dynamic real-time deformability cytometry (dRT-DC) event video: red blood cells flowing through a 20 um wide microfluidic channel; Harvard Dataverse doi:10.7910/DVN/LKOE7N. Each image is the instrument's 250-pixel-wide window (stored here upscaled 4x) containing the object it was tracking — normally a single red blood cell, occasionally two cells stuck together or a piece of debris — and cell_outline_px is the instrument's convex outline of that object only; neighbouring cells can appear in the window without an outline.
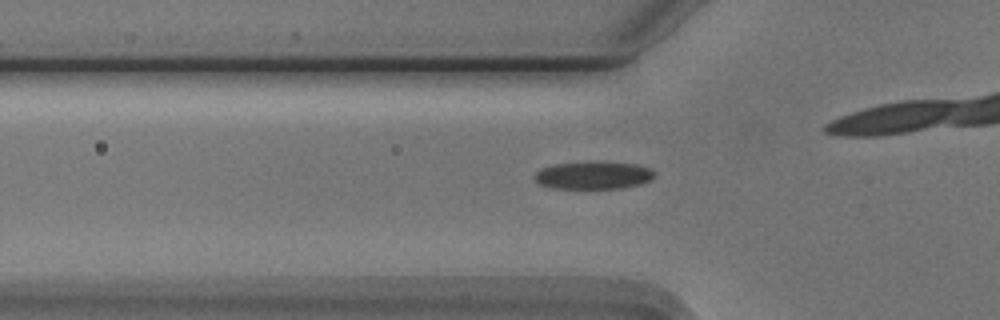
{"species": "Egyptian fruit bat (a non-hibernating species)", "species_latin": "Rousettus aegyptiacus", "temperature_condition": "cold", "stored_images_in_passage": 46, "camera_frame_rate_fps": 3000, "um_per_image_px": 0.085, "animal": {"sex": "male"}, "frame": {"image": 1, "passage_image": 18, "time_ms": 5.667, "image_size_px": [1000, 320], "cell_outline_px": [[656, 176], [652, 180], [640, 184], [624, 188], [552, 188], [540, 184], [536, 180], [536, 172], [540, 168], [556, 164], [636, 164], [652, 168], [656, 172]], "centroid_in_image_um": [50.51, 14.94], "position_along_channel_um": 75.3, "area_um2": 18.61}}
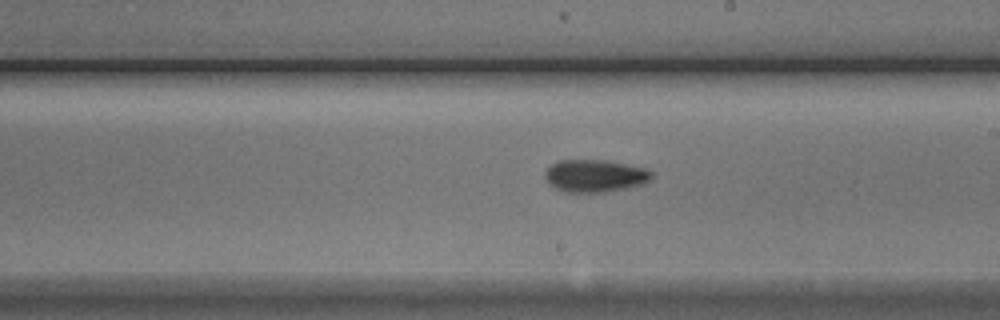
{"frame": {"image": 2, "passage_image": 31, "time_ms": 10.0, "image_size_px": [1000, 320], "cell_outline_px": [[652, 176], [648, 180], [640, 184], [624, 188], [604, 192], [564, 192], [548, 184], [544, 176], [544, 172], [552, 164], [560, 160], [604, 160], [644, 168], [652, 172]], "centroid_in_image_um": [50.5, 14.94], "position_along_channel_um": 238.5, "area_um2": 19.88}}
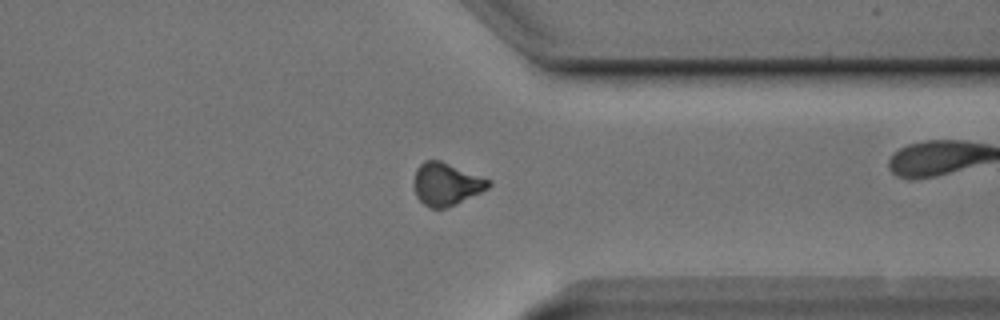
{"frame": {"image": 3, "passage_image": 42, "time_ms": 13.667, "image_size_px": [1000, 320], "cell_outline_px": [[492, 184], [488, 188], [456, 204], [444, 208], [428, 208], [416, 196], [412, 184], [416, 168], [424, 160], [440, 160], [492, 180]], "centroid_in_image_um": [37.91, 15.64], "position_along_channel_um": 373.5, "area_um2": 18.67}}